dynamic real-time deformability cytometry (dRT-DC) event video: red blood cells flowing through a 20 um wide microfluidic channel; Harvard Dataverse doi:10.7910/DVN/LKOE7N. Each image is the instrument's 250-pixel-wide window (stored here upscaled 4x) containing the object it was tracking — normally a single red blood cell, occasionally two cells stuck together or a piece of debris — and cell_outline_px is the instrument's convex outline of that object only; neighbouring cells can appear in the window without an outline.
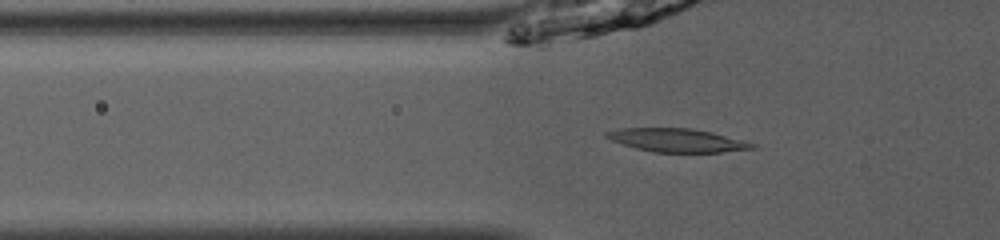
{"species": "common noctule bat (a hibernating species)", "species_latin": "Nyctalus noctula", "temperature_condition": "room temperature", "stored_images_in_passage": 29, "camera_frame_rate_fps": 3000, "um_per_image_px": 0.085, "animal": {"sex": "male", "body_mass_g": 13.0, "forearm_length_mm": 53.1}, "frame": {"image": 1, "passage_image": 2, "time_ms": 0.333, "image_size_px": [1000, 240], "cell_outline_px": [[756, 148], [720, 152], [652, 152], [636, 148], [612, 140], [604, 136], [604, 132], [616, 128], [692, 128], [712, 132], [756, 144]], "centroid_in_image_um": [57.52, 11.91], "position_along_channel_um": 68.3, "area_um2": 19.77}}
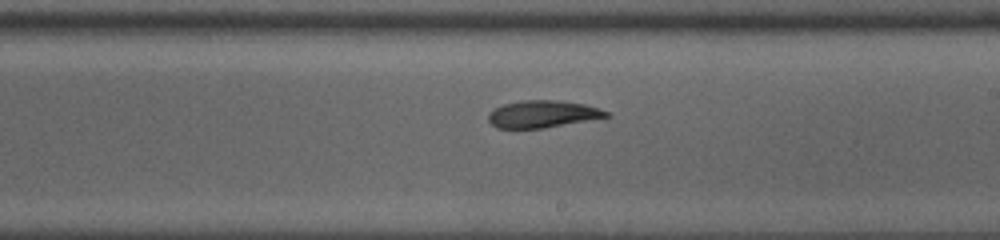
{"frame": {"image": 2, "passage_image": 15, "time_ms": 4.667, "image_size_px": [1000, 240], "cell_outline_px": [[612, 116], [544, 128], [496, 128], [488, 120], [488, 112], [504, 104], [524, 100], [556, 100], [584, 104], [608, 112]], "centroid_in_image_um": [46.1, 9.7], "position_along_channel_um": 242.9, "area_um2": 18.5}}
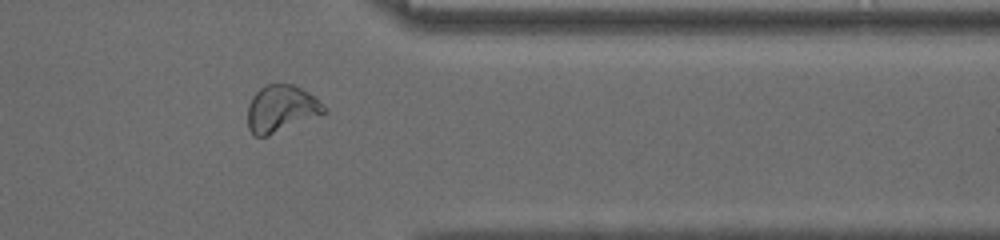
{"frame": {"image": 3, "passage_image": 26, "time_ms": 8.333, "image_size_px": [1000, 240], "cell_outline_px": [[328, 112], [268, 136], [256, 136], [248, 128], [248, 104], [252, 96], [264, 84], [292, 84], [308, 92], [328, 108]], "centroid_in_image_um": [23.91, 9.23], "position_along_channel_um": 387.5, "area_um2": 20.87}, "authors_computed_cell_mechanics": {"area_um2": 19.4208, "velocity_mm_per_s": 4.0493, "shape_relaxation_time_tau1_ms": 9.2175, "shape_relaxation_time_tau2_ms": 9.1589, "deformation_change_tau1": 0.2174, "deformation_change_tau2": 0.1669}}